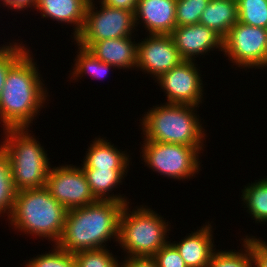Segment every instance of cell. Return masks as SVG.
<instances>
[{"mask_svg":"<svg viewBox=\"0 0 267 267\" xmlns=\"http://www.w3.org/2000/svg\"><path fill=\"white\" fill-rule=\"evenodd\" d=\"M238 21L255 27H267V0H237Z\"/></svg>","mask_w":267,"mask_h":267,"instance_id":"obj_25","label":"cell"},{"mask_svg":"<svg viewBox=\"0 0 267 267\" xmlns=\"http://www.w3.org/2000/svg\"><path fill=\"white\" fill-rule=\"evenodd\" d=\"M78 51L79 52L75 58V67L72 69L74 71L71 73V78L73 80H77L80 76L83 77V74H89L93 79L100 78L101 80L102 77L104 78L108 74L111 68L115 67L100 61L87 49L79 46Z\"/></svg>","mask_w":267,"mask_h":267,"instance_id":"obj_22","label":"cell"},{"mask_svg":"<svg viewBox=\"0 0 267 267\" xmlns=\"http://www.w3.org/2000/svg\"><path fill=\"white\" fill-rule=\"evenodd\" d=\"M88 3L89 0H31V7L39 10L42 17L73 24L75 39L83 29Z\"/></svg>","mask_w":267,"mask_h":267,"instance_id":"obj_15","label":"cell"},{"mask_svg":"<svg viewBox=\"0 0 267 267\" xmlns=\"http://www.w3.org/2000/svg\"><path fill=\"white\" fill-rule=\"evenodd\" d=\"M128 205L124 206L120 217L119 246L127 252V257H152L169 242L167 231L171 227L148 206L131 212Z\"/></svg>","mask_w":267,"mask_h":267,"instance_id":"obj_6","label":"cell"},{"mask_svg":"<svg viewBox=\"0 0 267 267\" xmlns=\"http://www.w3.org/2000/svg\"><path fill=\"white\" fill-rule=\"evenodd\" d=\"M82 169H127L129 154L120 151L104 138H95L88 146ZM129 158V159H128Z\"/></svg>","mask_w":267,"mask_h":267,"instance_id":"obj_18","label":"cell"},{"mask_svg":"<svg viewBox=\"0 0 267 267\" xmlns=\"http://www.w3.org/2000/svg\"><path fill=\"white\" fill-rule=\"evenodd\" d=\"M142 158L153 171L164 177L187 179L200 171L199 156L203 149L173 143L143 141Z\"/></svg>","mask_w":267,"mask_h":267,"instance_id":"obj_8","label":"cell"},{"mask_svg":"<svg viewBox=\"0 0 267 267\" xmlns=\"http://www.w3.org/2000/svg\"><path fill=\"white\" fill-rule=\"evenodd\" d=\"M152 257L158 267H188L179 251L170 241Z\"/></svg>","mask_w":267,"mask_h":267,"instance_id":"obj_30","label":"cell"},{"mask_svg":"<svg viewBox=\"0 0 267 267\" xmlns=\"http://www.w3.org/2000/svg\"><path fill=\"white\" fill-rule=\"evenodd\" d=\"M54 245L51 253L32 258L25 267H75L74 253L63 250L57 244Z\"/></svg>","mask_w":267,"mask_h":267,"instance_id":"obj_28","label":"cell"},{"mask_svg":"<svg viewBox=\"0 0 267 267\" xmlns=\"http://www.w3.org/2000/svg\"><path fill=\"white\" fill-rule=\"evenodd\" d=\"M83 171L96 200L128 202L125 196L109 194L123 182L121 180L126 176L128 169H83Z\"/></svg>","mask_w":267,"mask_h":267,"instance_id":"obj_20","label":"cell"},{"mask_svg":"<svg viewBox=\"0 0 267 267\" xmlns=\"http://www.w3.org/2000/svg\"><path fill=\"white\" fill-rule=\"evenodd\" d=\"M241 196L252 218L257 223L267 222V178L249 183L242 189Z\"/></svg>","mask_w":267,"mask_h":267,"instance_id":"obj_21","label":"cell"},{"mask_svg":"<svg viewBox=\"0 0 267 267\" xmlns=\"http://www.w3.org/2000/svg\"><path fill=\"white\" fill-rule=\"evenodd\" d=\"M10 43L0 47V95L9 69L29 50L21 43ZM27 49V50H26Z\"/></svg>","mask_w":267,"mask_h":267,"instance_id":"obj_29","label":"cell"},{"mask_svg":"<svg viewBox=\"0 0 267 267\" xmlns=\"http://www.w3.org/2000/svg\"><path fill=\"white\" fill-rule=\"evenodd\" d=\"M106 248L74 253L75 267H120L121 262Z\"/></svg>","mask_w":267,"mask_h":267,"instance_id":"obj_26","label":"cell"},{"mask_svg":"<svg viewBox=\"0 0 267 267\" xmlns=\"http://www.w3.org/2000/svg\"><path fill=\"white\" fill-rule=\"evenodd\" d=\"M120 267H158L153 257H124Z\"/></svg>","mask_w":267,"mask_h":267,"instance_id":"obj_32","label":"cell"},{"mask_svg":"<svg viewBox=\"0 0 267 267\" xmlns=\"http://www.w3.org/2000/svg\"><path fill=\"white\" fill-rule=\"evenodd\" d=\"M107 6L135 12L138 0H100Z\"/></svg>","mask_w":267,"mask_h":267,"instance_id":"obj_33","label":"cell"},{"mask_svg":"<svg viewBox=\"0 0 267 267\" xmlns=\"http://www.w3.org/2000/svg\"><path fill=\"white\" fill-rule=\"evenodd\" d=\"M171 36L179 55L186 61L195 62L196 56L204 55L217 48L222 51V38L212 29L201 24L176 26Z\"/></svg>","mask_w":267,"mask_h":267,"instance_id":"obj_13","label":"cell"},{"mask_svg":"<svg viewBox=\"0 0 267 267\" xmlns=\"http://www.w3.org/2000/svg\"><path fill=\"white\" fill-rule=\"evenodd\" d=\"M196 66L193 61L183 60L178 66L157 78V83L167 94L166 103L194 106L202 103L203 81Z\"/></svg>","mask_w":267,"mask_h":267,"instance_id":"obj_11","label":"cell"},{"mask_svg":"<svg viewBox=\"0 0 267 267\" xmlns=\"http://www.w3.org/2000/svg\"><path fill=\"white\" fill-rule=\"evenodd\" d=\"M149 38L137 43V66L142 72L156 79L178 66L183 59L179 55L171 35L149 34Z\"/></svg>","mask_w":267,"mask_h":267,"instance_id":"obj_12","label":"cell"},{"mask_svg":"<svg viewBox=\"0 0 267 267\" xmlns=\"http://www.w3.org/2000/svg\"><path fill=\"white\" fill-rule=\"evenodd\" d=\"M243 238L242 251H215L207 267H253L254 262L250 249V237Z\"/></svg>","mask_w":267,"mask_h":267,"instance_id":"obj_24","label":"cell"},{"mask_svg":"<svg viewBox=\"0 0 267 267\" xmlns=\"http://www.w3.org/2000/svg\"><path fill=\"white\" fill-rule=\"evenodd\" d=\"M237 22V1L210 0L203 10L199 24L212 29L223 39Z\"/></svg>","mask_w":267,"mask_h":267,"instance_id":"obj_19","label":"cell"},{"mask_svg":"<svg viewBox=\"0 0 267 267\" xmlns=\"http://www.w3.org/2000/svg\"><path fill=\"white\" fill-rule=\"evenodd\" d=\"M16 193L8 156L0 147V215L6 213L10 217Z\"/></svg>","mask_w":267,"mask_h":267,"instance_id":"obj_23","label":"cell"},{"mask_svg":"<svg viewBox=\"0 0 267 267\" xmlns=\"http://www.w3.org/2000/svg\"><path fill=\"white\" fill-rule=\"evenodd\" d=\"M93 2L89 0L83 29L75 38L78 46L87 49L93 42L132 36L136 27L134 12L110 7L101 1L100 10L95 11Z\"/></svg>","mask_w":267,"mask_h":267,"instance_id":"obj_7","label":"cell"},{"mask_svg":"<svg viewBox=\"0 0 267 267\" xmlns=\"http://www.w3.org/2000/svg\"><path fill=\"white\" fill-rule=\"evenodd\" d=\"M131 36L93 42L89 50L97 59L118 69L137 66V43ZM135 43V44H134Z\"/></svg>","mask_w":267,"mask_h":267,"instance_id":"obj_16","label":"cell"},{"mask_svg":"<svg viewBox=\"0 0 267 267\" xmlns=\"http://www.w3.org/2000/svg\"><path fill=\"white\" fill-rule=\"evenodd\" d=\"M136 27L142 21L149 34L171 35L176 25V0H138Z\"/></svg>","mask_w":267,"mask_h":267,"instance_id":"obj_14","label":"cell"},{"mask_svg":"<svg viewBox=\"0 0 267 267\" xmlns=\"http://www.w3.org/2000/svg\"><path fill=\"white\" fill-rule=\"evenodd\" d=\"M207 224L198 231L186 235L179 243L172 242L188 267H207L215 252L212 242L213 229L209 223Z\"/></svg>","mask_w":267,"mask_h":267,"instance_id":"obj_17","label":"cell"},{"mask_svg":"<svg viewBox=\"0 0 267 267\" xmlns=\"http://www.w3.org/2000/svg\"><path fill=\"white\" fill-rule=\"evenodd\" d=\"M3 3V7H8L9 9L23 10L26 7L31 8V0H0Z\"/></svg>","mask_w":267,"mask_h":267,"instance_id":"obj_34","label":"cell"},{"mask_svg":"<svg viewBox=\"0 0 267 267\" xmlns=\"http://www.w3.org/2000/svg\"><path fill=\"white\" fill-rule=\"evenodd\" d=\"M29 52L30 50L7 72L0 95L3 129L28 128L47 99V88L43 87L39 69Z\"/></svg>","mask_w":267,"mask_h":267,"instance_id":"obj_1","label":"cell"},{"mask_svg":"<svg viewBox=\"0 0 267 267\" xmlns=\"http://www.w3.org/2000/svg\"><path fill=\"white\" fill-rule=\"evenodd\" d=\"M194 106L166 103L153 106L142 118L144 141L187 145L203 149L205 132Z\"/></svg>","mask_w":267,"mask_h":267,"instance_id":"obj_4","label":"cell"},{"mask_svg":"<svg viewBox=\"0 0 267 267\" xmlns=\"http://www.w3.org/2000/svg\"><path fill=\"white\" fill-rule=\"evenodd\" d=\"M67 209L56 201L46 187L17 191L10 224L16 230L44 237L57 244L60 240Z\"/></svg>","mask_w":267,"mask_h":267,"instance_id":"obj_3","label":"cell"},{"mask_svg":"<svg viewBox=\"0 0 267 267\" xmlns=\"http://www.w3.org/2000/svg\"><path fill=\"white\" fill-rule=\"evenodd\" d=\"M222 52L237 67H267V31L238 21L222 39Z\"/></svg>","mask_w":267,"mask_h":267,"instance_id":"obj_9","label":"cell"},{"mask_svg":"<svg viewBox=\"0 0 267 267\" xmlns=\"http://www.w3.org/2000/svg\"><path fill=\"white\" fill-rule=\"evenodd\" d=\"M130 202L99 201L67 210L64 229L57 245L76 253L105 248L111 239L118 241L120 217ZM105 245H104V244Z\"/></svg>","mask_w":267,"mask_h":267,"instance_id":"obj_2","label":"cell"},{"mask_svg":"<svg viewBox=\"0 0 267 267\" xmlns=\"http://www.w3.org/2000/svg\"><path fill=\"white\" fill-rule=\"evenodd\" d=\"M0 147L7 154L17 191L45 187L50 165L43 146L27 128L3 129Z\"/></svg>","mask_w":267,"mask_h":267,"instance_id":"obj_5","label":"cell"},{"mask_svg":"<svg viewBox=\"0 0 267 267\" xmlns=\"http://www.w3.org/2000/svg\"><path fill=\"white\" fill-rule=\"evenodd\" d=\"M210 0H176V25L199 24L203 10Z\"/></svg>","mask_w":267,"mask_h":267,"instance_id":"obj_27","label":"cell"},{"mask_svg":"<svg viewBox=\"0 0 267 267\" xmlns=\"http://www.w3.org/2000/svg\"><path fill=\"white\" fill-rule=\"evenodd\" d=\"M250 249L254 267H267V243L259 238L257 239L255 236H251Z\"/></svg>","mask_w":267,"mask_h":267,"instance_id":"obj_31","label":"cell"},{"mask_svg":"<svg viewBox=\"0 0 267 267\" xmlns=\"http://www.w3.org/2000/svg\"><path fill=\"white\" fill-rule=\"evenodd\" d=\"M45 187L67 210L84 207L97 201L90 190L82 167L71 164L50 167Z\"/></svg>","mask_w":267,"mask_h":267,"instance_id":"obj_10","label":"cell"}]
</instances>
